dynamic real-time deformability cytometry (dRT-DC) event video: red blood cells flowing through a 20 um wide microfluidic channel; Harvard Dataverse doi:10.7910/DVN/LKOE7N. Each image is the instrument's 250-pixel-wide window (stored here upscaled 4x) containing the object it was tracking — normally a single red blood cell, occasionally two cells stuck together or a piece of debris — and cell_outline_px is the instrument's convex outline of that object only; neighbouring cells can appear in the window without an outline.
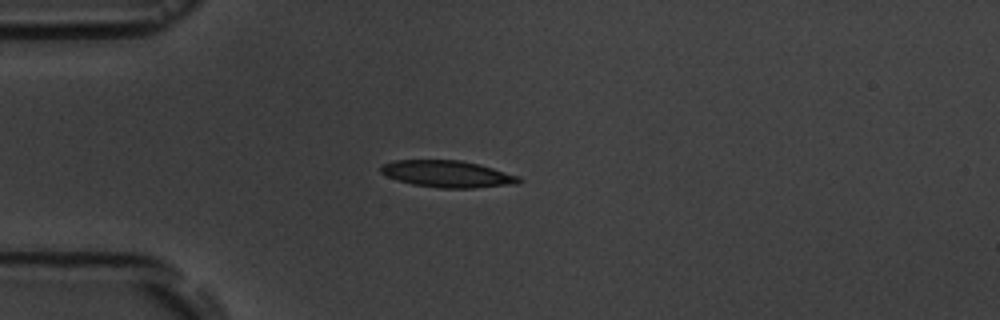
{"species": "common noctule bat (a hibernating species)", "species_latin": "Nyctalus noctula", "temperature_condition": "room temperature", "stored_images_in_passage": 5, "camera_frame_rate_fps": 3000, "um_per_image_px": 0.085, "animal": {"sex": "male", "body_mass_g": 19.5, "forearm_length_mm": 54.6}, "frame": {"image": 1, "passage_image": 5, "time_ms": 4.667, "image_size_px": [1000, 320], "cell_outline_px": [[524, 180], [516, 184], [476, 188], [440, 188], [412, 184], [396, 180], [380, 172], [380, 168], [384, 164], [396, 160], [460, 160], [480, 164], [520, 176]], "centroid_in_image_um": [38.08, 14.79], "position_along_channel_um": 46.9, "area_um2": 21.68}}